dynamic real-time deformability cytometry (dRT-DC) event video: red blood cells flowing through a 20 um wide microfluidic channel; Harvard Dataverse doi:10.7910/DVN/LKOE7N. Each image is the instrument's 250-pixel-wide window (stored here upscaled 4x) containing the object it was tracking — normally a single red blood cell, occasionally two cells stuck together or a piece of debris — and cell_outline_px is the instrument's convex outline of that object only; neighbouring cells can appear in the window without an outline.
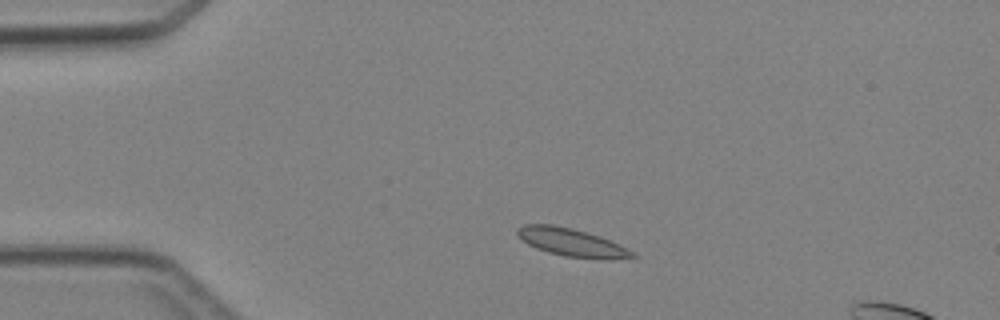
{"species": "Egyptian fruit bat (a non-hibernating species)", "species_latin": "Rousettus aegyptiacus", "temperature_condition": "cold", "stored_images_in_passage": 3, "camera_frame_rate_fps": 3000, "um_per_image_px": 0.085, "animal": {"sex": "female"}, "frame": {"image": 1, "passage_image": 1, "time_ms": 0.0, "image_size_px": [1000, 320], "cell_outline_px": [[636, 260], [604, 260], [564, 256], [548, 252], [536, 248], [528, 244], [516, 232], [516, 228], [524, 224], [552, 224], [572, 228], [600, 236], [632, 252], [636, 256]], "centroid_in_image_um": [48.63, 20.63], "position_along_channel_um": 36.4, "area_um2": 18.84}}